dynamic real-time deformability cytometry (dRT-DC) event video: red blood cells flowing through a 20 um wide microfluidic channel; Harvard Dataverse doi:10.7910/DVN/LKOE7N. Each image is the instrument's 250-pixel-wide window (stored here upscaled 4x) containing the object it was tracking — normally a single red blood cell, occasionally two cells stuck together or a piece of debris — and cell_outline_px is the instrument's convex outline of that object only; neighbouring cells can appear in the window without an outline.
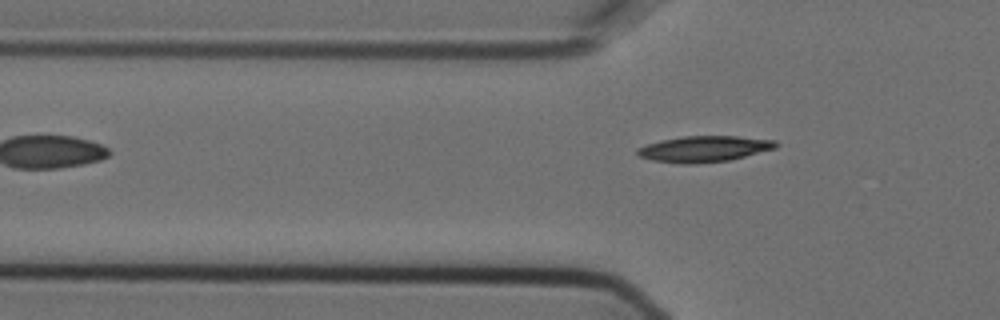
{"species": "Egyptian fruit bat (a non-hibernating species)", "species_latin": "Rousettus aegyptiacus", "temperature_condition": "cold", "stored_images_in_passage": 5, "camera_frame_rate_fps": 3000, "um_per_image_px": 0.085, "animal": {"sex": "female"}, "frame": {"image": 1, "passage_image": 5, "time_ms": 1.333, "image_size_px": [1000, 320], "cell_outline_px": [[780, 144], [776, 148], [728, 160], [696, 164], [680, 164], [652, 160], [640, 156], [636, 152], [636, 148], [660, 140], [684, 136], [736, 136], [776, 140]], "centroid_in_image_um": [59.85, 12.65], "position_along_channel_um": 66.0, "area_um2": 20.98}}